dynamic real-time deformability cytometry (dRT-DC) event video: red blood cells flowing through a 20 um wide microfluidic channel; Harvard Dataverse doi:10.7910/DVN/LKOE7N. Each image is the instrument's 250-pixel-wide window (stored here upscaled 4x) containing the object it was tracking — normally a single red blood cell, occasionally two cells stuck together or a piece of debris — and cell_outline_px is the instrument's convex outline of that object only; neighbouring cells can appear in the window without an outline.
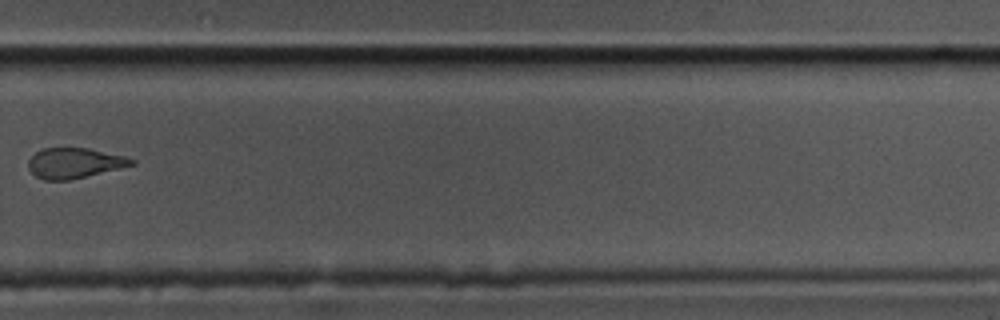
{"species": "common noctule bat (a hibernating species)", "species_latin": "Nyctalus noctula", "temperature_condition": "cold", "stored_images_in_passage": 15, "camera_frame_rate_fps": 3000, "um_per_image_px": 0.085, "animal": {"sex": "male", "body_mass_g": 17.5, "forearm_length_mm": 52.3}, "frame": {"image": 1, "passage_image": 11, "time_ms": 3.333, "image_size_px": [1000, 320], "cell_outline_px": [[136, 164], [68, 180], [44, 180], [36, 176], [28, 168], [28, 160], [36, 152], [44, 148], [88, 148], [124, 156], [136, 160]], "centroid_in_image_um": [6.31, 13.85], "position_along_channel_um": 323.5, "area_um2": 17.98}}